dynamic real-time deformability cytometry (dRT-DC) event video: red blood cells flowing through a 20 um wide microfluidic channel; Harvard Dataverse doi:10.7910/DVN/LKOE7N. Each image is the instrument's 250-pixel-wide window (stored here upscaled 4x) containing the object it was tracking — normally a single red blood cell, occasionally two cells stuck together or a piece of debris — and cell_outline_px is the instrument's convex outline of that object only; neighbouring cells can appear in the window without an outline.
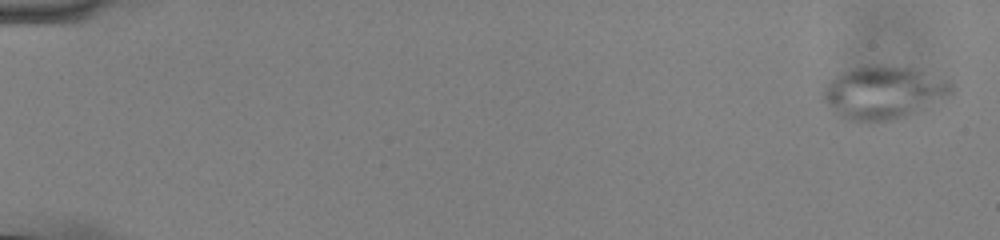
{"species": "common noctule bat (a hibernating species)", "species_latin": "Nyctalus noctula", "temperature_condition": "cold", "stored_images_in_passage": 55, "camera_frame_rate_fps": 3000, "um_per_image_px": 0.085, "animal": {"sex": "male", "body_mass_g": 13.0, "forearm_length_mm": 53.1}, "frame": {"image": 1, "passage_image": 1, "time_ms": 0.0, "image_size_px": [1000, 240], "cell_outline_px": [[956, 88], [952, 96], [924, 108], [904, 116], [888, 120], [868, 124], [844, 120], [836, 116], [824, 100], [824, 92], [828, 84], [836, 76], [852, 68], [880, 64], [908, 68], [948, 80]], "centroid_in_image_um": [75.11, 7.9], "position_along_channel_um": 9.9, "area_um2": 39.65}}
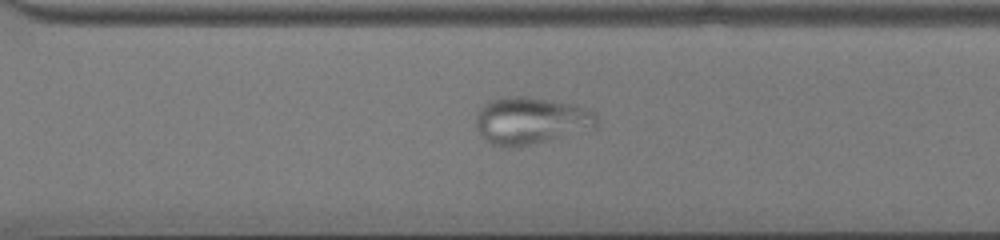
{"frame": {"image": 2, "passage_image": 40, "time_ms": 13.0, "image_size_px": [1000, 240], "cell_outline_px": [[596, 128], [520, 148], [500, 148], [492, 144], [476, 128], [476, 116], [480, 108], [484, 104], [492, 100], [512, 96], [524, 96], [576, 104], [588, 108], [596, 112]], "centroid_in_image_um": [45.15, 10.27], "position_along_channel_um": 325.4, "area_um2": 33.52}}
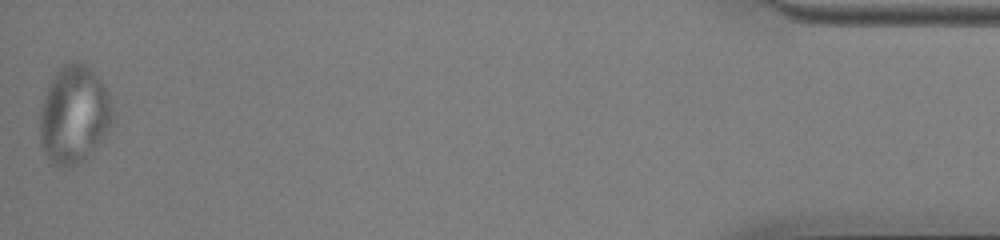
{"frame": {"image": 3, "passage_image": 55, "time_ms": 18.0, "image_size_px": [1000, 240], "cell_outline_px": [[116, 124], [88, 156], [80, 164], [68, 168], [60, 168], [52, 164], [44, 152], [40, 144], [40, 112], [44, 96], [48, 84], [56, 72], [64, 64], [84, 64], [92, 68], [100, 80], [108, 96], [116, 120]], "centroid_in_image_um": [6.31, 9.82], "position_along_channel_um": 428.9, "area_um2": 41.96}}